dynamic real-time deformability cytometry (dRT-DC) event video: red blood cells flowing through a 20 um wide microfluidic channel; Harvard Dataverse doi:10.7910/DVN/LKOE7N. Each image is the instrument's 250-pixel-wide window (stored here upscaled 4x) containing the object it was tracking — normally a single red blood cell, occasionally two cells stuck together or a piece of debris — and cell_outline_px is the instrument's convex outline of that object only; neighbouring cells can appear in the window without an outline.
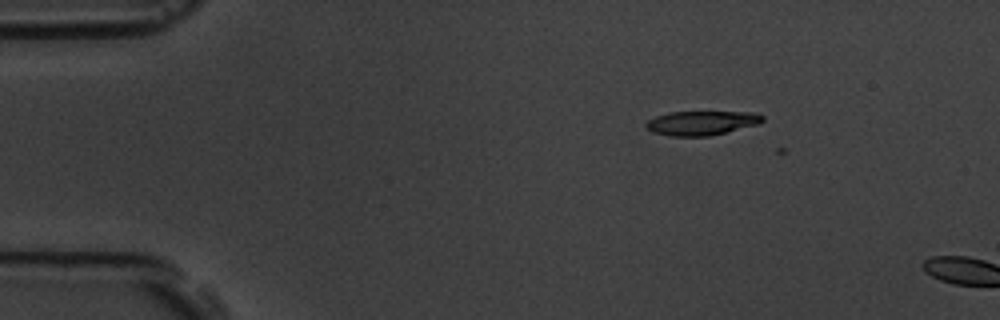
{"species": "common noctule bat (a hibernating species)", "species_latin": "Nyctalus noctula", "temperature_condition": "room temperature", "stored_images_in_passage": 4, "camera_frame_rate_fps": 3000, "um_per_image_px": 0.085, "animal": {"sex": "male", "body_mass_g": 19.5, "forearm_length_mm": 54.6}, "frame": {"image": 1, "passage_image": 3, "time_ms": 2.333, "image_size_px": [1000, 320], "cell_outline_px": [[764, 120], [760, 124], [708, 136], [672, 136], [652, 132], [644, 124], [648, 120], [656, 116], [668, 112], [756, 112], [764, 116]], "centroid_in_image_um": [59.66, 10.44], "position_along_channel_um": 25.3, "area_um2": 16.47}}